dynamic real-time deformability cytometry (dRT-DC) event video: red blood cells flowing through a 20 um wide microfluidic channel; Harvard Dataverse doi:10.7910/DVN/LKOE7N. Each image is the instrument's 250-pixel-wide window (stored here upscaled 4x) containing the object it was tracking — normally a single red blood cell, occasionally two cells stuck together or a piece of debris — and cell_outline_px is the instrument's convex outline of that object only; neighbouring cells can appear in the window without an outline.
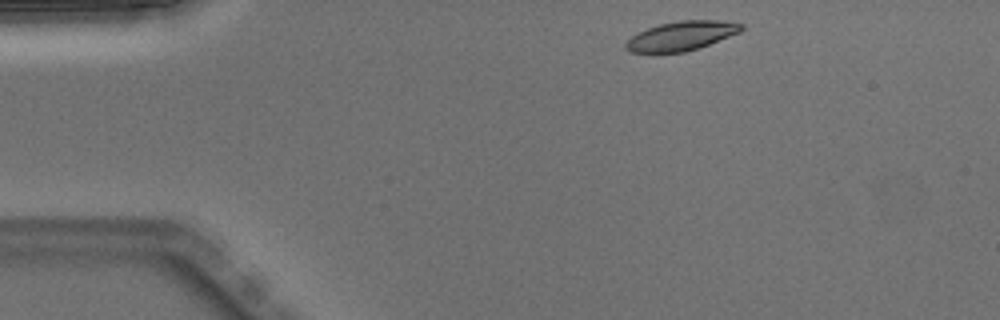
{"species": "Egyptian fruit bat (a non-hibernating species)", "species_latin": "Rousettus aegyptiacus", "temperature_condition": "warm", "stored_images_in_passage": 43, "camera_frame_rate_fps": 3000, "um_per_image_px": 0.085, "animal": {"sex": "male"}, "frame": {"image": 1, "passage_image": 1, "time_ms": 0.0, "image_size_px": [1000, 320], "cell_outline_px": [[744, 28], [740, 32], [708, 44], [684, 52], [628, 52], [624, 48], [624, 44], [636, 32], [660, 24], [680, 20], [716, 20], [744, 24]], "centroid_in_image_um": [57.88, 3.04], "position_along_channel_um": 27.1, "area_um2": 19.48}}
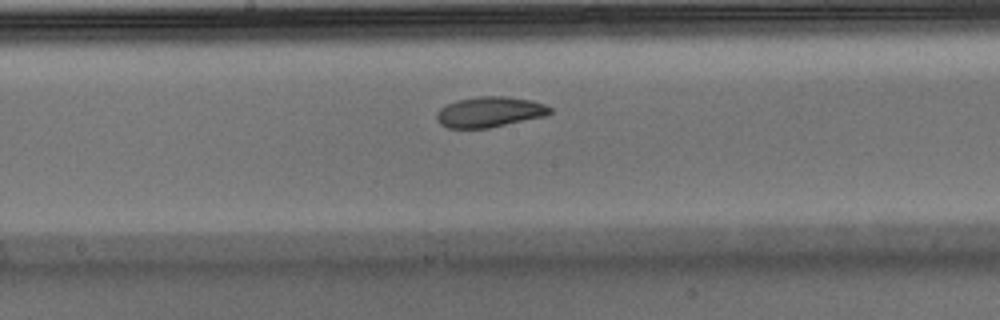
{"frame": {"image": 2, "passage_image": 19, "time_ms": 6.0, "image_size_px": [1000, 320], "cell_outline_px": [[552, 112], [548, 116], [488, 128], [448, 128], [440, 124], [436, 120], [436, 112], [440, 108], [456, 100], [480, 96], [508, 96], [532, 100], [544, 104], [552, 108]], "centroid_in_image_um": [41.64, 9.52], "position_along_channel_um": 206.6, "area_um2": 20.4}}
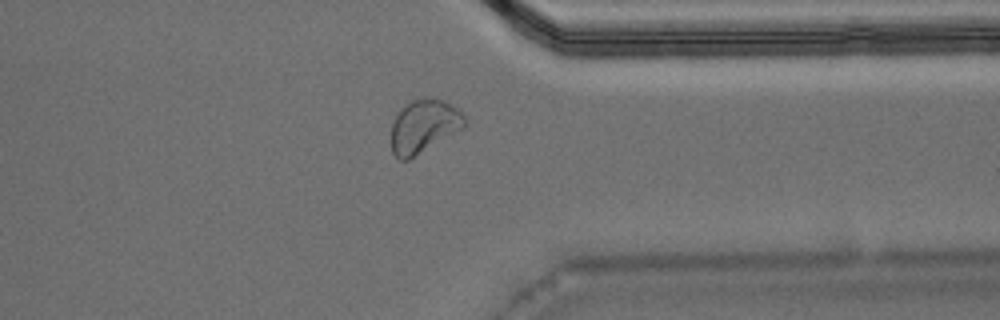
{"frame": {"image": 3, "passage_image": 32, "time_ms": 10.333, "image_size_px": [1000, 320], "cell_outline_px": [[468, 124], [464, 128], [408, 160], [400, 160], [392, 152], [388, 140], [392, 120], [400, 108], [412, 100], [420, 96], [436, 96], [452, 104], [468, 120]], "centroid_in_image_um": [35.99, 10.69], "position_along_channel_um": 375.4, "area_um2": 23.76}, "authors_computed_cell_mechanics": {"area_um2": 20.6924, "velocity_mm_per_s": 3.9905, "shape_relaxation_time_tau1_ms": 6.4454, "shape_relaxation_time_tau2_ms": 3.429, "deformation_change_tau1": 0.1638, "deformation_change_tau2": 0.0851}}